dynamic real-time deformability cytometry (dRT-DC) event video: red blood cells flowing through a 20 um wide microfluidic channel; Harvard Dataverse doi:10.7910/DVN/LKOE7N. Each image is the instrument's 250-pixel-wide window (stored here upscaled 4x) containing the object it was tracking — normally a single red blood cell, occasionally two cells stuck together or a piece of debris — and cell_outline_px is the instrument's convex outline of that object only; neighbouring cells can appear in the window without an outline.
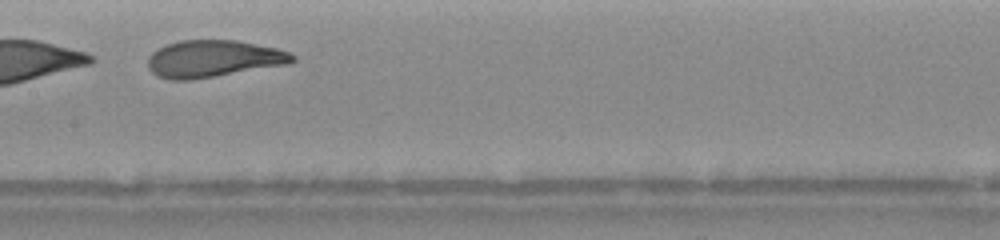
{"species": "human", "species_latin": "Homo sapiens", "temperature_condition": "warm", "stored_images_in_passage": 21, "camera_frame_rate_fps": 3000, "um_per_image_px": 0.085, "donor": {"sex": "female"}, "frame": {"image": 1, "passage_image": 10, "time_ms": 3.0, "image_size_px": [1000, 240], "cell_outline_px": [[296, 60], [288, 64], [216, 76], [188, 80], [168, 80], [156, 76], [148, 68], [148, 56], [152, 52], [168, 44], [180, 40], [236, 40], [276, 48], [288, 52], [296, 56]], "centroid_in_image_um": [18.12, 5.0], "position_along_channel_um": 189.3, "area_um2": 31.15}}